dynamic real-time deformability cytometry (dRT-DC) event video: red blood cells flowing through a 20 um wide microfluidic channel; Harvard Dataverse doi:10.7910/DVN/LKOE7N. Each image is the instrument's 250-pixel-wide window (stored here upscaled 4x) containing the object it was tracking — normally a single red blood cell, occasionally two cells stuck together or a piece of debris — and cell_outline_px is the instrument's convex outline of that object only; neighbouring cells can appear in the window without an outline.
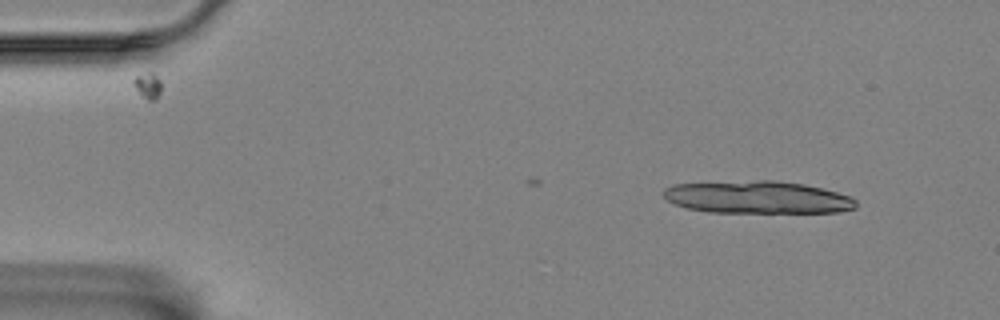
{"species": "Egyptian fruit bat (a non-hibernating species)", "species_latin": "Rousettus aegyptiacus", "temperature_condition": "room temperature", "stored_images_in_passage": 16, "camera_frame_rate_fps": 3000, "um_per_image_px": 0.085, "animal": {"sex": "female"}, "frame": {"image": 1, "passage_image": 6, "time_ms": 1.667, "image_size_px": [1000, 320], "cell_outline_px": [[856, 208], [840, 212], [708, 212], [688, 208], [676, 204], [668, 200], [664, 196], [664, 188], [672, 184], [760, 180], [772, 180], [804, 184], [836, 192], [848, 196], [856, 200]], "centroid_in_image_um": [64.38, 16.77], "position_along_channel_um": 20.6, "area_um2": 36.18}}